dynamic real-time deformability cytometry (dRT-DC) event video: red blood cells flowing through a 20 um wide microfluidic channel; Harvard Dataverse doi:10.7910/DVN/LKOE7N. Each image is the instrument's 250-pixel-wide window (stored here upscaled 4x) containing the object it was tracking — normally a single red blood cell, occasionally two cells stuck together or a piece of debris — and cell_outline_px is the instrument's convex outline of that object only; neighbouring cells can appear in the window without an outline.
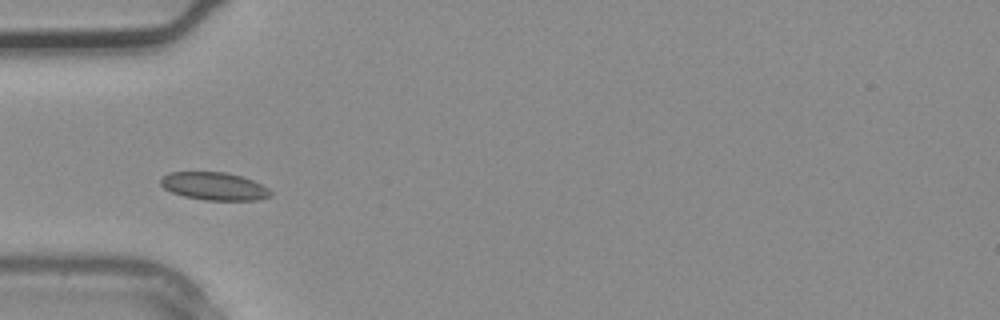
{"species": "common noctule bat (a hibernating species)", "species_latin": "Nyctalus noctula", "temperature_condition": "warm", "stored_images_in_passage": 1, "camera_frame_rate_fps": 3000, "um_per_image_px": 0.085, "animal": {"sex": "male", "body_mass_g": 20.4}, "frame": {"image": 1, "passage_image": 1, "time_ms": 0.0, "image_size_px": [1000, 320], "cell_outline_px": [[272, 196], [256, 200], [204, 200], [184, 196], [172, 192], [164, 188], [160, 184], [160, 180], [168, 172], [228, 172], [244, 176], [268, 188], [272, 192]], "centroid_in_image_um": [18.22, 15.82], "position_along_channel_um": 66.8, "area_um2": 17.92}}